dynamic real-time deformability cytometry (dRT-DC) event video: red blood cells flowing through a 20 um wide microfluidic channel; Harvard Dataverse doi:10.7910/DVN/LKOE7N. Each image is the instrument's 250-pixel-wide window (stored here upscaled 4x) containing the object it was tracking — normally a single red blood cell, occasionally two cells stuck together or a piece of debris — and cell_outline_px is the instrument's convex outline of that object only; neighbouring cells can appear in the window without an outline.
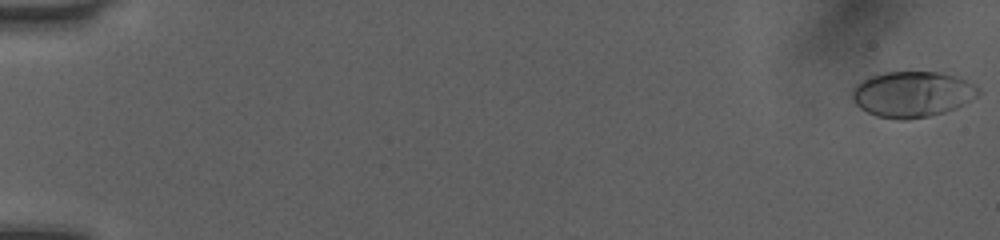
{"species": "human", "species_latin": "Homo sapiens", "temperature_condition": "room temperature", "stored_images_in_passage": 52, "camera_frame_rate_fps": 3000, "um_per_image_px": 0.085, "donor": {"sex": "female"}, "frame": {"image": 1, "passage_image": 1, "time_ms": 0.0, "image_size_px": [1000, 240], "cell_outline_px": [[980, 92], [976, 96], [964, 104], [956, 108], [944, 112], [928, 116], [908, 120], [900, 120], [876, 116], [860, 108], [852, 100], [852, 88], [856, 84], [872, 76], [884, 72], [940, 72], [960, 76], [968, 80], [980, 88]], "centroid_in_image_um": [77.57, 8.0], "position_along_channel_um": 7.4, "area_um2": 33.87}}
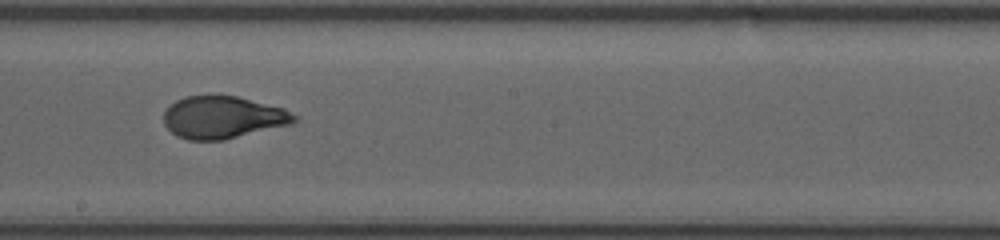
{"frame": {"image": 2, "passage_image": 31, "time_ms": 10.0, "image_size_px": [1000, 240], "cell_outline_px": [[300, 116], [292, 124], [224, 140], [188, 140], [176, 136], [164, 124], [164, 112], [176, 100], [184, 96], [236, 96], [284, 108]], "centroid_in_image_um": [18.97, 9.98], "position_along_channel_um": 229.2, "area_um2": 32.19}}
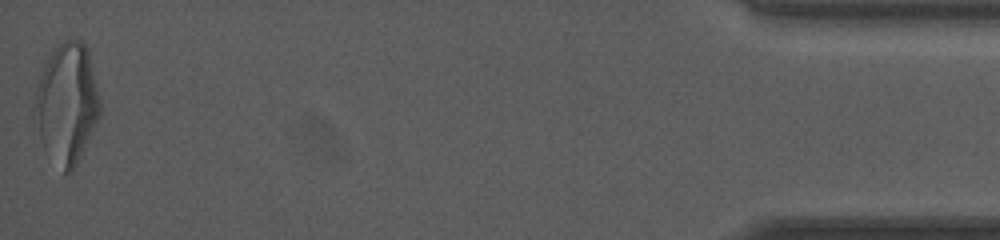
{"frame": {"image": 3, "passage_image": 52, "time_ms": 17.0, "image_size_px": [1000, 240], "cell_outline_px": [[100, 116], [72, 172], [64, 172], [40, 136], [32, 108], [36, 88], [40, 76], [52, 52], [64, 40], [80, 40], [84, 44], [88, 52], [100, 96]], "centroid_in_image_um": [5.7, 8.74], "position_along_channel_um": 429.5, "area_um2": 44.45}, "authors_computed_cell_mechanics": {"area_um2": 32.6281, "velocity_mm_per_s": 4.0689, "shape_relaxation_time_tau1_ms": 3.7195, "shape_relaxation_time_tau2_ms": 0.7777, "deformation_change_tau1": 0.2012, "deformation_change_tau2": 0.0633}}